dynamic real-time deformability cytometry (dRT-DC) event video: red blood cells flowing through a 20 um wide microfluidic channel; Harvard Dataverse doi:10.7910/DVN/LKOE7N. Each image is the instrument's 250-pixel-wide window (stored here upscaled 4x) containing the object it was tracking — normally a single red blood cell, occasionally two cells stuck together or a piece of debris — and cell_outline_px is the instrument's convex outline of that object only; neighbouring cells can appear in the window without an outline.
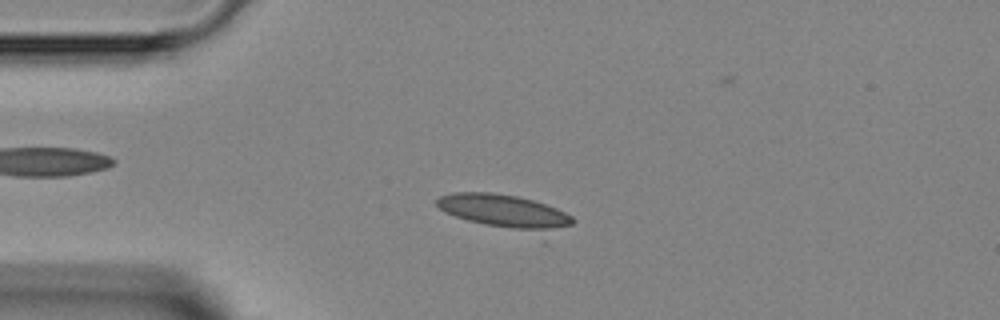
{"species": "Egyptian fruit bat (a non-hibernating species)", "species_latin": "Rousettus aegyptiacus", "temperature_condition": "room temperature", "stored_images_in_passage": 3, "camera_frame_rate_fps": 3000, "um_per_image_px": 0.085, "animal": {"sex": "female"}, "frame": {"image": 1, "passage_image": 1, "time_ms": 0.0, "image_size_px": [1000, 320], "cell_outline_px": [[576, 220], [572, 224], [548, 244], [544, 244], [468, 220], [444, 212], [436, 204], [436, 200], [440, 196], [452, 192], [492, 192], [516, 196], [532, 200], [556, 208], [572, 216]], "centroid_in_image_um": [43.19, 18.2], "position_along_channel_um": 41.8, "area_um2": 30.17}}